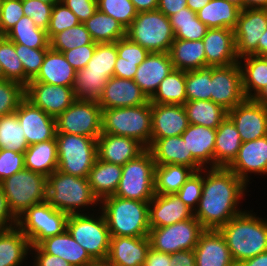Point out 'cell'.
Masks as SVG:
<instances>
[{"instance_id": "obj_1", "label": "cell", "mask_w": 267, "mask_h": 266, "mask_svg": "<svg viewBox=\"0 0 267 266\" xmlns=\"http://www.w3.org/2000/svg\"><path fill=\"white\" fill-rule=\"evenodd\" d=\"M203 173L202 195L193 216L205 230H219L244 212L238 206L248 186L228 168H203Z\"/></svg>"}, {"instance_id": "obj_2", "label": "cell", "mask_w": 267, "mask_h": 266, "mask_svg": "<svg viewBox=\"0 0 267 266\" xmlns=\"http://www.w3.org/2000/svg\"><path fill=\"white\" fill-rule=\"evenodd\" d=\"M236 265L267 251V219L245 210L219 229Z\"/></svg>"}, {"instance_id": "obj_3", "label": "cell", "mask_w": 267, "mask_h": 266, "mask_svg": "<svg viewBox=\"0 0 267 266\" xmlns=\"http://www.w3.org/2000/svg\"><path fill=\"white\" fill-rule=\"evenodd\" d=\"M111 237H148L149 202L109 196L100 201ZM101 209V210H100Z\"/></svg>"}, {"instance_id": "obj_4", "label": "cell", "mask_w": 267, "mask_h": 266, "mask_svg": "<svg viewBox=\"0 0 267 266\" xmlns=\"http://www.w3.org/2000/svg\"><path fill=\"white\" fill-rule=\"evenodd\" d=\"M46 201L53 208L68 215L83 214V211L86 214L88 207L100 204L92 193L88 178L73 176L59 170L47 177Z\"/></svg>"}, {"instance_id": "obj_5", "label": "cell", "mask_w": 267, "mask_h": 266, "mask_svg": "<svg viewBox=\"0 0 267 266\" xmlns=\"http://www.w3.org/2000/svg\"><path fill=\"white\" fill-rule=\"evenodd\" d=\"M102 133L138 140L151 146V103L135 107L102 109Z\"/></svg>"}, {"instance_id": "obj_6", "label": "cell", "mask_w": 267, "mask_h": 266, "mask_svg": "<svg viewBox=\"0 0 267 266\" xmlns=\"http://www.w3.org/2000/svg\"><path fill=\"white\" fill-rule=\"evenodd\" d=\"M93 214L94 211L92 214L69 215L66 230L95 262L106 261L110 249V232L103 213L100 211L99 215Z\"/></svg>"}, {"instance_id": "obj_7", "label": "cell", "mask_w": 267, "mask_h": 266, "mask_svg": "<svg viewBox=\"0 0 267 266\" xmlns=\"http://www.w3.org/2000/svg\"><path fill=\"white\" fill-rule=\"evenodd\" d=\"M0 186L16 218L47 198V177L26 168L1 181Z\"/></svg>"}, {"instance_id": "obj_8", "label": "cell", "mask_w": 267, "mask_h": 266, "mask_svg": "<svg viewBox=\"0 0 267 266\" xmlns=\"http://www.w3.org/2000/svg\"><path fill=\"white\" fill-rule=\"evenodd\" d=\"M58 170L88 178L97 159V139L75 134L56 133Z\"/></svg>"}, {"instance_id": "obj_9", "label": "cell", "mask_w": 267, "mask_h": 266, "mask_svg": "<svg viewBox=\"0 0 267 266\" xmlns=\"http://www.w3.org/2000/svg\"><path fill=\"white\" fill-rule=\"evenodd\" d=\"M155 162L147 148L122 166V176L114 196L150 202L155 196Z\"/></svg>"}, {"instance_id": "obj_10", "label": "cell", "mask_w": 267, "mask_h": 266, "mask_svg": "<svg viewBox=\"0 0 267 266\" xmlns=\"http://www.w3.org/2000/svg\"><path fill=\"white\" fill-rule=\"evenodd\" d=\"M126 36L149 52H169L175 39L169 17L158 10L139 12Z\"/></svg>"}, {"instance_id": "obj_11", "label": "cell", "mask_w": 267, "mask_h": 266, "mask_svg": "<svg viewBox=\"0 0 267 266\" xmlns=\"http://www.w3.org/2000/svg\"><path fill=\"white\" fill-rule=\"evenodd\" d=\"M68 214L53 208L47 201L32 205L17 218V227L26 235L30 246L66 230Z\"/></svg>"}, {"instance_id": "obj_12", "label": "cell", "mask_w": 267, "mask_h": 266, "mask_svg": "<svg viewBox=\"0 0 267 266\" xmlns=\"http://www.w3.org/2000/svg\"><path fill=\"white\" fill-rule=\"evenodd\" d=\"M56 133L97 139L102 134V109L95 100H76L56 118Z\"/></svg>"}, {"instance_id": "obj_13", "label": "cell", "mask_w": 267, "mask_h": 266, "mask_svg": "<svg viewBox=\"0 0 267 266\" xmlns=\"http://www.w3.org/2000/svg\"><path fill=\"white\" fill-rule=\"evenodd\" d=\"M204 231L201 223L192 216L166 227L150 228L148 237L151 248L172 254L181 250H194Z\"/></svg>"}, {"instance_id": "obj_14", "label": "cell", "mask_w": 267, "mask_h": 266, "mask_svg": "<svg viewBox=\"0 0 267 266\" xmlns=\"http://www.w3.org/2000/svg\"><path fill=\"white\" fill-rule=\"evenodd\" d=\"M245 99L239 63L212 67L211 101L229 111Z\"/></svg>"}, {"instance_id": "obj_15", "label": "cell", "mask_w": 267, "mask_h": 266, "mask_svg": "<svg viewBox=\"0 0 267 266\" xmlns=\"http://www.w3.org/2000/svg\"><path fill=\"white\" fill-rule=\"evenodd\" d=\"M266 29L267 9L241 10L233 29L237 57L258 56V42Z\"/></svg>"}, {"instance_id": "obj_16", "label": "cell", "mask_w": 267, "mask_h": 266, "mask_svg": "<svg viewBox=\"0 0 267 266\" xmlns=\"http://www.w3.org/2000/svg\"><path fill=\"white\" fill-rule=\"evenodd\" d=\"M25 98L54 118L77 100L73 87L43 82H28L25 86Z\"/></svg>"}, {"instance_id": "obj_17", "label": "cell", "mask_w": 267, "mask_h": 266, "mask_svg": "<svg viewBox=\"0 0 267 266\" xmlns=\"http://www.w3.org/2000/svg\"><path fill=\"white\" fill-rule=\"evenodd\" d=\"M28 145L56 138V120L24 98L15 111Z\"/></svg>"}, {"instance_id": "obj_18", "label": "cell", "mask_w": 267, "mask_h": 266, "mask_svg": "<svg viewBox=\"0 0 267 266\" xmlns=\"http://www.w3.org/2000/svg\"><path fill=\"white\" fill-rule=\"evenodd\" d=\"M242 142L256 140L267 135V108L253 99H245L228 111Z\"/></svg>"}, {"instance_id": "obj_19", "label": "cell", "mask_w": 267, "mask_h": 266, "mask_svg": "<svg viewBox=\"0 0 267 266\" xmlns=\"http://www.w3.org/2000/svg\"><path fill=\"white\" fill-rule=\"evenodd\" d=\"M247 186L249 174L267 175V135L241 144L236 158L227 167Z\"/></svg>"}, {"instance_id": "obj_20", "label": "cell", "mask_w": 267, "mask_h": 266, "mask_svg": "<svg viewBox=\"0 0 267 266\" xmlns=\"http://www.w3.org/2000/svg\"><path fill=\"white\" fill-rule=\"evenodd\" d=\"M188 126L183 105L151 103V145L157 139L181 136Z\"/></svg>"}, {"instance_id": "obj_21", "label": "cell", "mask_w": 267, "mask_h": 266, "mask_svg": "<svg viewBox=\"0 0 267 266\" xmlns=\"http://www.w3.org/2000/svg\"><path fill=\"white\" fill-rule=\"evenodd\" d=\"M150 99L134 80L112 76L97 100L101 109L135 107L146 104Z\"/></svg>"}, {"instance_id": "obj_22", "label": "cell", "mask_w": 267, "mask_h": 266, "mask_svg": "<svg viewBox=\"0 0 267 266\" xmlns=\"http://www.w3.org/2000/svg\"><path fill=\"white\" fill-rule=\"evenodd\" d=\"M202 40L206 67L229 66L238 63L233 29L208 28Z\"/></svg>"}, {"instance_id": "obj_23", "label": "cell", "mask_w": 267, "mask_h": 266, "mask_svg": "<svg viewBox=\"0 0 267 266\" xmlns=\"http://www.w3.org/2000/svg\"><path fill=\"white\" fill-rule=\"evenodd\" d=\"M146 149L138 140L130 137L102 133L97 138L98 158L112 164L123 166Z\"/></svg>"}, {"instance_id": "obj_24", "label": "cell", "mask_w": 267, "mask_h": 266, "mask_svg": "<svg viewBox=\"0 0 267 266\" xmlns=\"http://www.w3.org/2000/svg\"><path fill=\"white\" fill-rule=\"evenodd\" d=\"M174 69L169 52H150L138 66L134 82L150 99L160 82Z\"/></svg>"}, {"instance_id": "obj_25", "label": "cell", "mask_w": 267, "mask_h": 266, "mask_svg": "<svg viewBox=\"0 0 267 266\" xmlns=\"http://www.w3.org/2000/svg\"><path fill=\"white\" fill-rule=\"evenodd\" d=\"M148 215L150 228H158L190 219L193 211L176 194H155Z\"/></svg>"}, {"instance_id": "obj_26", "label": "cell", "mask_w": 267, "mask_h": 266, "mask_svg": "<svg viewBox=\"0 0 267 266\" xmlns=\"http://www.w3.org/2000/svg\"><path fill=\"white\" fill-rule=\"evenodd\" d=\"M196 266H237L219 230H205L194 248Z\"/></svg>"}, {"instance_id": "obj_27", "label": "cell", "mask_w": 267, "mask_h": 266, "mask_svg": "<svg viewBox=\"0 0 267 266\" xmlns=\"http://www.w3.org/2000/svg\"><path fill=\"white\" fill-rule=\"evenodd\" d=\"M149 248V237H111L106 261L113 266H143Z\"/></svg>"}, {"instance_id": "obj_28", "label": "cell", "mask_w": 267, "mask_h": 266, "mask_svg": "<svg viewBox=\"0 0 267 266\" xmlns=\"http://www.w3.org/2000/svg\"><path fill=\"white\" fill-rule=\"evenodd\" d=\"M148 149L153 155L155 165H185L195 172L203 169L192 157L191 152H188L186 142L181 136L157 139Z\"/></svg>"}, {"instance_id": "obj_29", "label": "cell", "mask_w": 267, "mask_h": 266, "mask_svg": "<svg viewBox=\"0 0 267 266\" xmlns=\"http://www.w3.org/2000/svg\"><path fill=\"white\" fill-rule=\"evenodd\" d=\"M38 246L45 253L61 257L72 266H93L95 264L88 252L74 240L67 230L60 235L45 238Z\"/></svg>"}, {"instance_id": "obj_30", "label": "cell", "mask_w": 267, "mask_h": 266, "mask_svg": "<svg viewBox=\"0 0 267 266\" xmlns=\"http://www.w3.org/2000/svg\"><path fill=\"white\" fill-rule=\"evenodd\" d=\"M181 137L186 142L188 152L203 168H214L216 129L189 124Z\"/></svg>"}, {"instance_id": "obj_31", "label": "cell", "mask_w": 267, "mask_h": 266, "mask_svg": "<svg viewBox=\"0 0 267 266\" xmlns=\"http://www.w3.org/2000/svg\"><path fill=\"white\" fill-rule=\"evenodd\" d=\"M76 70L68 63L62 52L47 50L41 69L29 82H43L50 85L73 87Z\"/></svg>"}, {"instance_id": "obj_32", "label": "cell", "mask_w": 267, "mask_h": 266, "mask_svg": "<svg viewBox=\"0 0 267 266\" xmlns=\"http://www.w3.org/2000/svg\"><path fill=\"white\" fill-rule=\"evenodd\" d=\"M242 143L235 124L227 116L216 129L214 168H227L236 158Z\"/></svg>"}, {"instance_id": "obj_33", "label": "cell", "mask_w": 267, "mask_h": 266, "mask_svg": "<svg viewBox=\"0 0 267 266\" xmlns=\"http://www.w3.org/2000/svg\"><path fill=\"white\" fill-rule=\"evenodd\" d=\"M122 176V166L100 160L98 157L89 171L88 182L99 202L117 191Z\"/></svg>"}, {"instance_id": "obj_34", "label": "cell", "mask_w": 267, "mask_h": 266, "mask_svg": "<svg viewBox=\"0 0 267 266\" xmlns=\"http://www.w3.org/2000/svg\"><path fill=\"white\" fill-rule=\"evenodd\" d=\"M26 235L17 227L0 230V266H22L30 253Z\"/></svg>"}, {"instance_id": "obj_35", "label": "cell", "mask_w": 267, "mask_h": 266, "mask_svg": "<svg viewBox=\"0 0 267 266\" xmlns=\"http://www.w3.org/2000/svg\"><path fill=\"white\" fill-rule=\"evenodd\" d=\"M169 54L174 69L190 71L206 67L203 40L174 39Z\"/></svg>"}, {"instance_id": "obj_36", "label": "cell", "mask_w": 267, "mask_h": 266, "mask_svg": "<svg viewBox=\"0 0 267 266\" xmlns=\"http://www.w3.org/2000/svg\"><path fill=\"white\" fill-rule=\"evenodd\" d=\"M238 63L244 96L253 99L267 85V56L247 55L239 58Z\"/></svg>"}, {"instance_id": "obj_37", "label": "cell", "mask_w": 267, "mask_h": 266, "mask_svg": "<svg viewBox=\"0 0 267 266\" xmlns=\"http://www.w3.org/2000/svg\"><path fill=\"white\" fill-rule=\"evenodd\" d=\"M25 168L48 177L58 170L56 140L30 145L24 152Z\"/></svg>"}, {"instance_id": "obj_38", "label": "cell", "mask_w": 267, "mask_h": 266, "mask_svg": "<svg viewBox=\"0 0 267 266\" xmlns=\"http://www.w3.org/2000/svg\"><path fill=\"white\" fill-rule=\"evenodd\" d=\"M240 12L241 9L227 0H211L196 15L208 28L234 29Z\"/></svg>"}, {"instance_id": "obj_39", "label": "cell", "mask_w": 267, "mask_h": 266, "mask_svg": "<svg viewBox=\"0 0 267 266\" xmlns=\"http://www.w3.org/2000/svg\"><path fill=\"white\" fill-rule=\"evenodd\" d=\"M189 124L217 129L228 111L211 100L186 101L183 105Z\"/></svg>"}, {"instance_id": "obj_40", "label": "cell", "mask_w": 267, "mask_h": 266, "mask_svg": "<svg viewBox=\"0 0 267 266\" xmlns=\"http://www.w3.org/2000/svg\"><path fill=\"white\" fill-rule=\"evenodd\" d=\"M96 43H113L126 37V29L99 9L83 23Z\"/></svg>"}, {"instance_id": "obj_41", "label": "cell", "mask_w": 267, "mask_h": 266, "mask_svg": "<svg viewBox=\"0 0 267 266\" xmlns=\"http://www.w3.org/2000/svg\"><path fill=\"white\" fill-rule=\"evenodd\" d=\"M194 172L185 165H155V194H176Z\"/></svg>"}, {"instance_id": "obj_42", "label": "cell", "mask_w": 267, "mask_h": 266, "mask_svg": "<svg viewBox=\"0 0 267 266\" xmlns=\"http://www.w3.org/2000/svg\"><path fill=\"white\" fill-rule=\"evenodd\" d=\"M186 71L173 69L161 82L150 98L153 104H177L184 105L187 101Z\"/></svg>"}, {"instance_id": "obj_43", "label": "cell", "mask_w": 267, "mask_h": 266, "mask_svg": "<svg viewBox=\"0 0 267 266\" xmlns=\"http://www.w3.org/2000/svg\"><path fill=\"white\" fill-rule=\"evenodd\" d=\"M4 36L29 48H50L47 31L38 28L28 16H23Z\"/></svg>"}, {"instance_id": "obj_44", "label": "cell", "mask_w": 267, "mask_h": 266, "mask_svg": "<svg viewBox=\"0 0 267 266\" xmlns=\"http://www.w3.org/2000/svg\"><path fill=\"white\" fill-rule=\"evenodd\" d=\"M169 21L175 39L202 40L208 30V27L197 18L196 13L188 7L169 16Z\"/></svg>"}, {"instance_id": "obj_45", "label": "cell", "mask_w": 267, "mask_h": 266, "mask_svg": "<svg viewBox=\"0 0 267 266\" xmlns=\"http://www.w3.org/2000/svg\"><path fill=\"white\" fill-rule=\"evenodd\" d=\"M29 147L16 113L0 117V149L24 153Z\"/></svg>"}, {"instance_id": "obj_46", "label": "cell", "mask_w": 267, "mask_h": 266, "mask_svg": "<svg viewBox=\"0 0 267 266\" xmlns=\"http://www.w3.org/2000/svg\"><path fill=\"white\" fill-rule=\"evenodd\" d=\"M109 78L107 74L86 73V68L77 70L73 84L76 99L97 101Z\"/></svg>"}, {"instance_id": "obj_47", "label": "cell", "mask_w": 267, "mask_h": 266, "mask_svg": "<svg viewBox=\"0 0 267 266\" xmlns=\"http://www.w3.org/2000/svg\"><path fill=\"white\" fill-rule=\"evenodd\" d=\"M0 64L3 69L4 79L16 81L24 87L30 81L25 75L22 62L15 52L14 42L5 36H0Z\"/></svg>"}, {"instance_id": "obj_48", "label": "cell", "mask_w": 267, "mask_h": 266, "mask_svg": "<svg viewBox=\"0 0 267 266\" xmlns=\"http://www.w3.org/2000/svg\"><path fill=\"white\" fill-rule=\"evenodd\" d=\"M212 67L186 71L187 101L211 100Z\"/></svg>"}, {"instance_id": "obj_49", "label": "cell", "mask_w": 267, "mask_h": 266, "mask_svg": "<svg viewBox=\"0 0 267 266\" xmlns=\"http://www.w3.org/2000/svg\"><path fill=\"white\" fill-rule=\"evenodd\" d=\"M118 56L116 42L97 43L92 58L86 65V73L114 74L115 62Z\"/></svg>"}, {"instance_id": "obj_50", "label": "cell", "mask_w": 267, "mask_h": 266, "mask_svg": "<svg viewBox=\"0 0 267 266\" xmlns=\"http://www.w3.org/2000/svg\"><path fill=\"white\" fill-rule=\"evenodd\" d=\"M94 41L83 23L68 28L56 34L50 40V47L53 50L63 52L85 44H93Z\"/></svg>"}, {"instance_id": "obj_51", "label": "cell", "mask_w": 267, "mask_h": 266, "mask_svg": "<svg viewBox=\"0 0 267 266\" xmlns=\"http://www.w3.org/2000/svg\"><path fill=\"white\" fill-rule=\"evenodd\" d=\"M25 98V87L12 80H0V117L15 113Z\"/></svg>"}, {"instance_id": "obj_52", "label": "cell", "mask_w": 267, "mask_h": 266, "mask_svg": "<svg viewBox=\"0 0 267 266\" xmlns=\"http://www.w3.org/2000/svg\"><path fill=\"white\" fill-rule=\"evenodd\" d=\"M97 7L120 22L125 29L138 14L131 0H97Z\"/></svg>"}, {"instance_id": "obj_53", "label": "cell", "mask_w": 267, "mask_h": 266, "mask_svg": "<svg viewBox=\"0 0 267 266\" xmlns=\"http://www.w3.org/2000/svg\"><path fill=\"white\" fill-rule=\"evenodd\" d=\"M79 23L80 21L76 15L59 0L53 6L49 26L46 30L49 40H51L56 34L68 28H72Z\"/></svg>"}, {"instance_id": "obj_54", "label": "cell", "mask_w": 267, "mask_h": 266, "mask_svg": "<svg viewBox=\"0 0 267 266\" xmlns=\"http://www.w3.org/2000/svg\"><path fill=\"white\" fill-rule=\"evenodd\" d=\"M15 44V52L22 62L25 75L33 80L41 69L46 52L49 48H29L23 44Z\"/></svg>"}, {"instance_id": "obj_55", "label": "cell", "mask_w": 267, "mask_h": 266, "mask_svg": "<svg viewBox=\"0 0 267 266\" xmlns=\"http://www.w3.org/2000/svg\"><path fill=\"white\" fill-rule=\"evenodd\" d=\"M203 174V169L194 172L176 193V195L184 202V204L193 212L197 208L202 195Z\"/></svg>"}, {"instance_id": "obj_56", "label": "cell", "mask_w": 267, "mask_h": 266, "mask_svg": "<svg viewBox=\"0 0 267 266\" xmlns=\"http://www.w3.org/2000/svg\"><path fill=\"white\" fill-rule=\"evenodd\" d=\"M23 16V0H0V36H4Z\"/></svg>"}, {"instance_id": "obj_57", "label": "cell", "mask_w": 267, "mask_h": 266, "mask_svg": "<svg viewBox=\"0 0 267 266\" xmlns=\"http://www.w3.org/2000/svg\"><path fill=\"white\" fill-rule=\"evenodd\" d=\"M54 4L56 3H45L40 0H23L24 16L30 17L38 28L46 31Z\"/></svg>"}, {"instance_id": "obj_58", "label": "cell", "mask_w": 267, "mask_h": 266, "mask_svg": "<svg viewBox=\"0 0 267 266\" xmlns=\"http://www.w3.org/2000/svg\"><path fill=\"white\" fill-rule=\"evenodd\" d=\"M119 62H139V65L149 55V51L141 45L132 42L127 36L116 42Z\"/></svg>"}, {"instance_id": "obj_59", "label": "cell", "mask_w": 267, "mask_h": 266, "mask_svg": "<svg viewBox=\"0 0 267 266\" xmlns=\"http://www.w3.org/2000/svg\"><path fill=\"white\" fill-rule=\"evenodd\" d=\"M24 168V153L0 149V182Z\"/></svg>"}, {"instance_id": "obj_60", "label": "cell", "mask_w": 267, "mask_h": 266, "mask_svg": "<svg viewBox=\"0 0 267 266\" xmlns=\"http://www.w3.org/2000/svg\"><path fill=\"white\" fill-rule=\"evenodd\" d=\"M96 45V42L93 44H85L68 51H63L62 53L68 63L77 71L86 67L93 56Z\"/></svg>"}, {"instance_id": "obj_61", "label": "cell", "mask_w": 267, "mask_h": 266, "mask_svg": "<svg viewBox=\"0 0 267 266\" xmlns=\"http://www.w3.org/2000/svg\"><path fill=\"white\" fill-rule=\"evenodd\" d=\"M78 18L80 23L88 20L98 9L97 0H60Z\"/></svg>"}, {"instance_id": "obj_62", "label": "cell", "mask_w": 267, "mask_h": 266, "mask_svg": "<svg viewBox=\"0 0 267 266\" xmlns=\"http://www.w3.org/2000/svg\"><path fill=\"white\" fill-rule=\"evenodd\" d=\"M30 254L34 255L33 266H72L61 257L45 253L38 245L30 247Z\"/></svg>"}, {"instance_id": "obj_63", "label": "cell", "mask_w": 267, "mask_h": 266, "mask_svg": "<svg viewBox=\"0 0 267 266\" xmlns=\"http://www.w3.org/2000/svg\"><path fill=\"white\" fill-rule=\"evenodd\" d=\"M17 225V218L9 208L8 201L0 186V230L13 228Z\"/></svg>"}, {"instance_id": "obj_64", "label": "cell", "mask_w": 267, "mask_h": 266, "mask_svg": "<svg viewBox=\"0 0 267 266\" xmlns=\"http://www.w3.org/2000/svg\"><path fill=\"white\" fill-rule=\"evenodd\" d=\"M138 66L139 62H119V56H117L113 76L133 80Z\"/></svg>"}, {"instance_id": "obj_65", "label": "cell", "mask_w": 267, "mask_h": 266, "mask_svg": "<svg viewBox=\"0 0 267 266\" xmlns=\"http://www.w3.org/2000/svg\"><path fill=\"white\" fill-rule=\"evenodd\" d=\"M171 266H196L194 250H181L170 254Z\"/></svg>"}, {"instance_id": "obj_66", "label": "cell", "mask_w": 267, "mask_h": 266, "mask_svg": "<svg viewBox=\"0 0 267 266\" xmlns=\"http://www.w3.org/2000/svg\"><path fill=\"white\" fill-rule=\"evenodd\" d=\"M143 266H171L170 254L156 251L150 247Z\"/></svg>"}, {"instance_id": "obj_67", "label": "cell", "mask_w": 267, "mask_h": 266, "mask_svg": "<svg viewBox=\"0 0 267 266\" xmlns=\"http://www.w3.org/2000/svg\"><path fill=\"white\" fill-rule=\"evenodd\" d=\"M187 8V0H158L157 10L167 17Z\"/></svg>"}, {"instance_id": "obj_68", "label": "cell", "mask_w": 267, "mask_h": 266, "mask_svg": "<svg viewBox=\"0 0 267 266\" xmlns=\"http://www.w3.org/2000/svg\"><path fill=\"white\" fill-rule=\"evenodd\" d=\"M134 4L136 11L147 12L154 11L158 8V0H131Z\"/></svg>"}, {"instance_id": "obj_69", "label": "cell", "mask_w": 267, "mask_h": 266, "mask_svg": "<svg viewBox=\"0 0 267 266\" xmlns=\"http://www.w3.org/2000/svg\"><path fill=\"white\" fill-rule=\"evenodd\" d=\"M237 266H267V251L258 254L253 258L246 259Z\"/></svg>"}, {"instance_id": "obj_70", "label": "cell", "mask_w": 267, "mask_h": 266, "mask_svg": "<svg viewBox=\"0 0 267 266\" xmlns=\"http://www.w3.org/2000/svg\"><path fill=\"white\" fill-rule=\"evenodd\" d=\"M244 9H267V0H244Z\"/></svg>"}, {"instance_id": "obj_71", "label": "cell", "mask_w": 267, "mask_h": 266, "mask_svg": "<svg viewBox=\"0 0 267 266\" xmlns=\"http://www.w3.org/2000/svg\"><path fill=\"white\" fill-rule=\"evenodd\" d=\"M210 1L211 0H187V7L196 13Z\"/></svg>"}, {"instance_id": "obj_72", "label": "cell", "mask_w": 267, "mask_h": 266, "mask_svg": "<svg viewBox=\"0 0 267 266\" xmlns=\"http://www.w3.org/2000/svg\"><path fill=\"white\" fill-rule=\"evenodd\" d=\"M258 56H267V29L262 33L259 39Z\"/></svg>"}, {"instance_id": "obj_73", "label": "cell", "mask_w": 267, "mask_h": 266, "mask_svg": "<svg viewBox=\"0 0 267 266\" xmlns=\"http://www.w3.org/2000/svg\"><path fill=\"white\" fill-rule=\"evenodd\" d=\"M253 100L267 108V85L253 98Z\"/></svg>"}, {"instance_id": "obj_74", "label": "cell", "mask_w": 267, "mask_h": 266, "mask_svg": "<svg viewBox=\"0 0 267 266\" xmlns=\"http://www.w3.org/2000/svg\"><path fill=\"white\" fill-rule=\"evenodd\" d=\"M229 3L234 4L239 9H244V0H227Z\"/></svg>"}, {"instance_id": "obj_75", "label": "cell", "mask_w": 267, "mask_h": 266, "mask_svg": "<svg viewBox=\"0 0 267 266\" xmlns=\"http://www.w3.org/2000/svg\"><path fill=\"white\" fill-rule=\"evenodd\" d=\"M93 266H113L109 264L107 261H100V262H95Z\"/></svg>"}, {"instance_id": "obj_76", "label": "cell", "mask_w": 267, "mask_h": 266, "mask_svg": "<svg viewBox=\"0 0 267 266\" xmlns=\"http://www.w3.org/2000/svg\"><path fill=\"white\" fill-rule=\"evenodd\" d=\"M45 3H57L59 0H40Z\"/></svg>"}, {"instance_id": "obj_77", "label": "cell", "mask_w": 267, "mask_h": 266, "mask_svg": "<svg viewBox=\"0 0 267 266\" xmlns=\"http://www.w3.org/2000/svg\"><path fill=\"white\" fill-rule=\"evenodd\" d=\"M4 79V74H3V69L2 66L0 64V80Z\"/></svg>"}]
</instances>
